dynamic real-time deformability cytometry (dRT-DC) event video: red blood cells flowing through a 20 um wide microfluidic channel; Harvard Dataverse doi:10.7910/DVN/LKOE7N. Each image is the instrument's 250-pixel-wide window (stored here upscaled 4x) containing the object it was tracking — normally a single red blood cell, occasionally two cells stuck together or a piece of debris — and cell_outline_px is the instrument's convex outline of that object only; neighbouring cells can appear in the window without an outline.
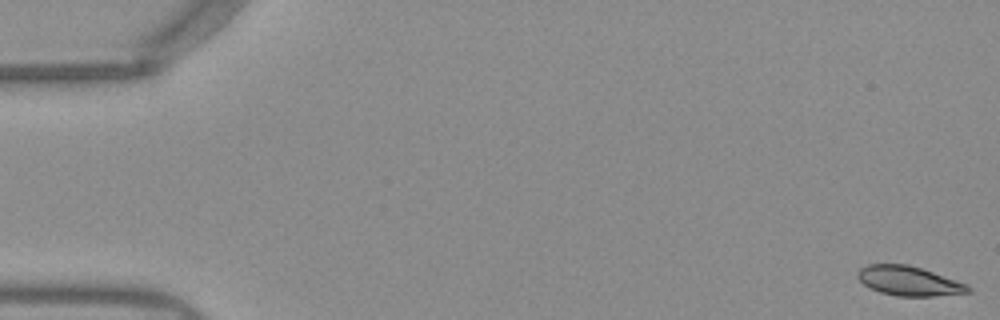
{"species": "Egyptian fruit bat (a non-hibernating species)", "species_latin": "Rousettus aegyptiacus", "temperature_condition": "warm", "stored_images_in_passage": 52, "camera_frame_rate_fps": 3000, "um_per_image_px": 0.085, "frame": {"image": 1, "passage_image": 1, "time_ms": 0.0, "image_size_px": [1000, 320], "cell_outline_px": [[972, 292], [932, 296], [896, 296], [880, 292], [864, 284], [856, 276], [856, 272], [860, 268], [868, 264], [908, 264], [968, 284], [972, 288]], "centroid_in_image_um": [77.26, 23.88], "position_along_channel_um": 7.7, "area_um2": 18.9}}
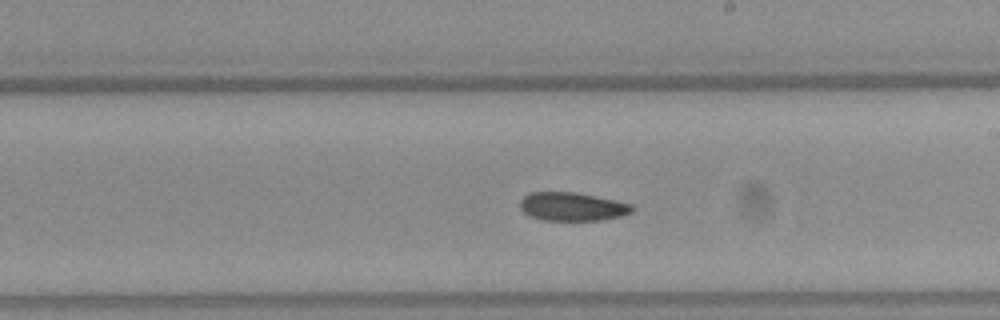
{"frame": {"image": 2, "passage_image": 30, "time_ms": 9.667, "image_size_px": [1000, 320], "cell_outline_px": [[632, 212], [620, 216], [600, 220], [540, 220], [528, 216], [520, 208], [520, 200], [528, 192], [576, 192], [596, 196], [632, 204]], "centroid_in_image_um": [48.59, 17.56], "position_along_channel_um": 240.4, "area_um2": 18.61}}
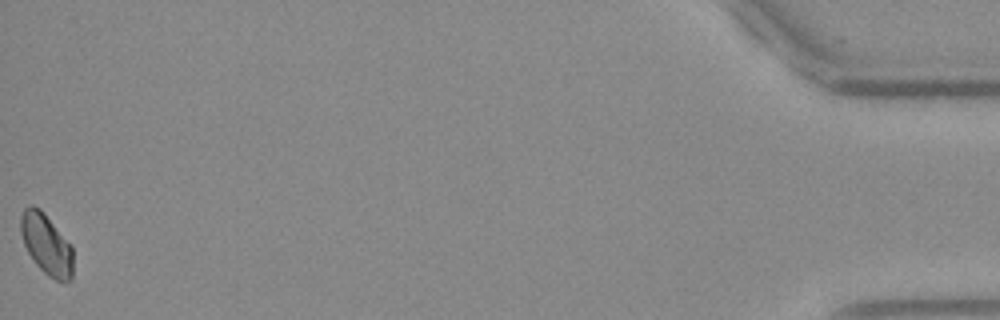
{"frame": {"image": 3, "passage_image": 52, "time_ms": 17.0, "image_size_px": [1000, 320], "cell_outline_px": [[72, 280], [56, 280], [48, 276], [36, 264], [28, 252], [24, 244], [20, 232], [20, 216], [24, 208], [28, 204], [32, 204], [40, 208], [44, 212], [72, 244]], "centroid_in_image_um": [3.93, 20.71], "position_along_channel_um": 431.3, "area_um2": 18.73}, "authors_computed_cell_mechanics": {"area_um2": 19.1318, "velocity_mm_per_s": 3.9359, "shape_relaxation_time_tau1_ms": 5.2407, "shape_relaxation_time_tau2_ms": null, "deformation_change_tau1": 0.1194, "deformation_change_tau2": null}}